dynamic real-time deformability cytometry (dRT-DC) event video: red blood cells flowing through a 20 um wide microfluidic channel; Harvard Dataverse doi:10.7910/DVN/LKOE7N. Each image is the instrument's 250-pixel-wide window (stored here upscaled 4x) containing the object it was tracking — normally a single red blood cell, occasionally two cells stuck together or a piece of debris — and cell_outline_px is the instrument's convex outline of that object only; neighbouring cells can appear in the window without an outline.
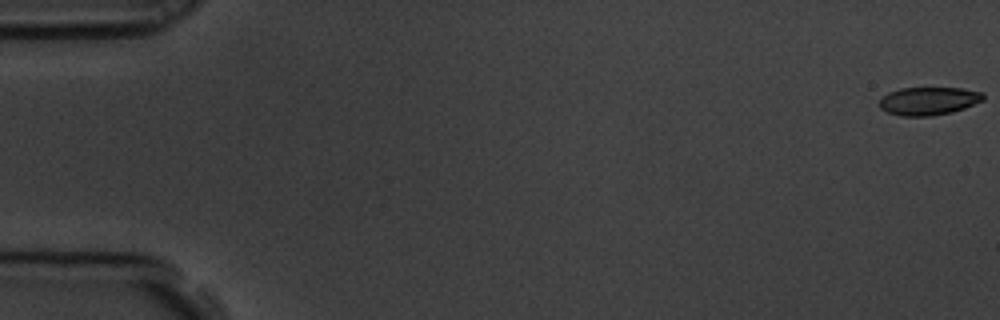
{"species": "common noctule bat (a hibernating species)", "species_latin": "Nyctalus noctula", "temperature_condition": "room temperature", "stored_images_in_passage": 7, "camera_frame_rate_fps": 3000, "um_per_image_px": 0.085, "animal": {"sex": "male", "body_mass_g": 19.5, "forearm_length_mm": 54.6}, "frame": {"image": 1, "passage_image": 1, "time_ms": 0.0, "image_size_px": [1000, 320], "cell_outline_px": [[984, 100], [964, 108], [952, 112], [932, 116], [900, 116], [888, 112], [880, 108], [880, 100], [888, 92], [900, 88], [960, 88], [984, 92]], "centroid_in_image_um": [78.95, 8.58], "position_along_channel_um": 6.1, "area_um2": 16.99}}
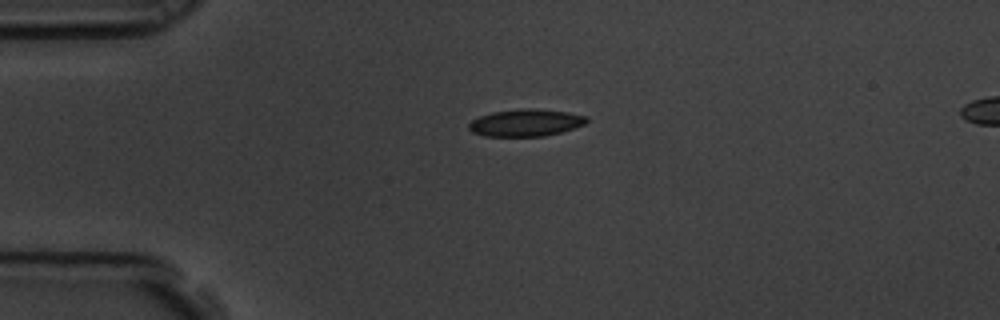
{"frame": {"image": 2, "passage_image": 5, "time_ms": 1.333, "image_size_px": [1000, 320], "cell_outline_px": [[588, 120], [584, 124], [560, 132], [544, 136], [484, 136], [472, 132], [468, 128], [468, 124], [472, 120], [480, 116], [492, 112], [520, 108], [532, 108], [568, 112], [588, 116]], "centroid_in_image_um": [44.67, 10.42], "position_along_channel_um": 40.3, "area_um2": 18.61}}
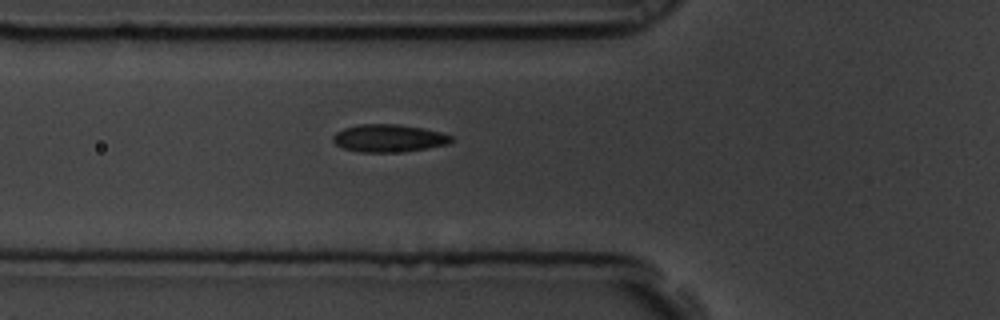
{"frame": {"image": 3, "passage_image": 7, "time_ms": 2.0, "image_size_px": [1000, 320], "cell_outline_px": [[452, 140], [448, 144], [428, 148], [404, 152], [360, 152], [344, 148], [336, 144], [332, 140], [332, 136], [336, 132], [344, 128], [360, 124], [400, 124], [424, 128], [440, 132], [452, 136]], "centroid_in_image_um": [33.05, 11.74], "position_along_channel_um": 92.8, "area_um2": 19.13}}